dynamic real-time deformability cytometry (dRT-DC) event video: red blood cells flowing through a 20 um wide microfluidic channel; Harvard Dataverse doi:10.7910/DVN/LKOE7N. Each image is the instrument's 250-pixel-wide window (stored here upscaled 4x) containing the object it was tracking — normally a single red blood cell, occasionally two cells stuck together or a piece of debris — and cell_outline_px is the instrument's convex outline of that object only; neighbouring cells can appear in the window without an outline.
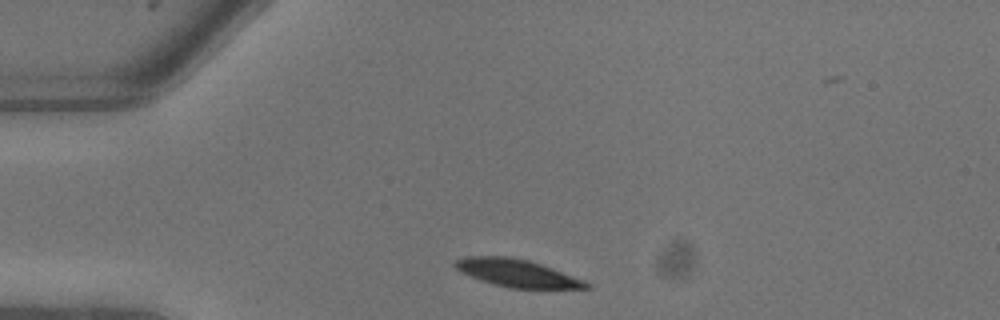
{"species": "common noctule bat (a hibernating species)", "species_latin": "Nyctalus noctula", "temperature_condition": "warm", "stored_images_in_passage": 4, "camera_frame_rate_fps": 3000, "um_per_image_px": 0.085, "animal": {"sex": "male", "body_mass_g": 13.3}, "frame": {"image": 1, "passage_image": 1, "time_ms": 0.0, "image_size_px": [1000, 320], "cell_outline_px": [[592, 288], [512, 288], [480, 280], [460, 272], [452, 264], [456, 260], [464, 256], [508, 256], [528, 260], [552, 268], [584, 280], [592, 284]], "centroid_in_image_um": [43.93, 23.2], "position_along_channel_um": 41.1, "area_um2": 20.92}}
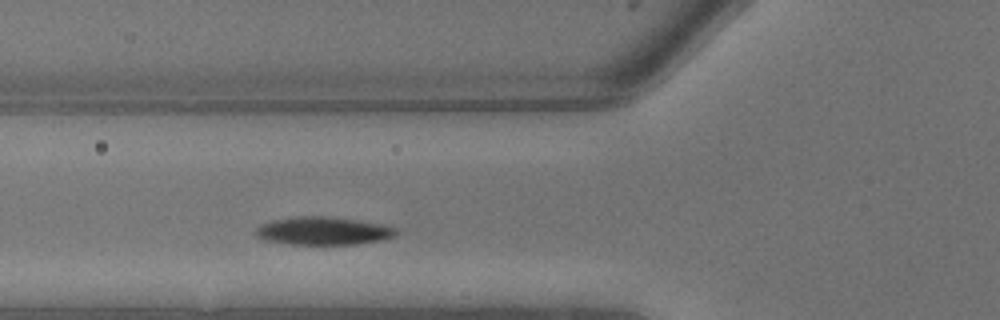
{"frame": {"image": 2, "passage_image": 4, "time_ms": 1.0, "image_size_px": [1000, 320], "cell_outline_px": [[396, 232], [392, 236], [380, 240], [356, 244], [288, 244], [264, 240], [256, 236], [256, 228], [260, 224], [272, 220], [300, 216], [328, 216], [384, 224], [396, 228]], "centroid_in_image_um": [27.43, 19.62], "position_along_channel_um": 98.4, "area_um2": 22.77}}